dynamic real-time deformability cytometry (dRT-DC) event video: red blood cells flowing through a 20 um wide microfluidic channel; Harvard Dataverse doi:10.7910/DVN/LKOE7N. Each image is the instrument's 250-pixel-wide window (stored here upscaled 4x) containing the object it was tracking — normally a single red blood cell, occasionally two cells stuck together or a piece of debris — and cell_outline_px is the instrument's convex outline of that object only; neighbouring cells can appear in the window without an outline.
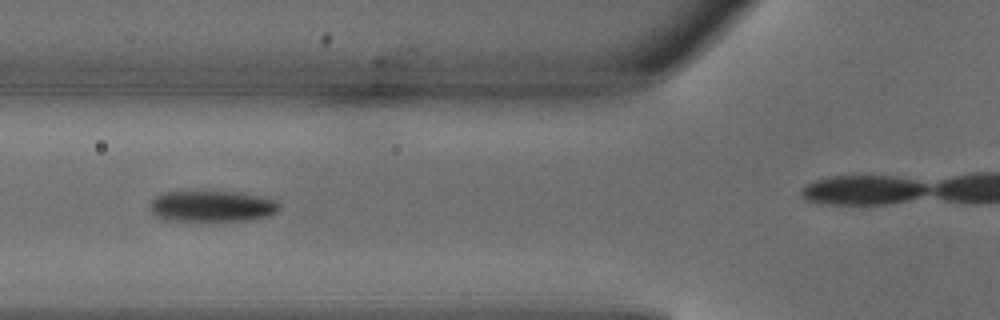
{"species": "common noctule bat (a hibernating species)", "species_latin": "Nyctalus noctula", "temperature_condition": "warm", "stored_images_in_passage": 6, "segment_of_instrument_passage": [1, 2], "camera_frame_rate_fps": 3000, "um_per_image_px": 0.085, "animal": {"sex": "male", "body_mass_g": 18.8}, "frame": {"image": 1, "passage_image": 5, "time_ms": 1.333, "image_size_px": [1000, 320], "cell_outline_px": [[280, 208], [276, 212], [268, 216], [256, 220], [164, 220], [156, 216], [152, 212], [152, 200], [156, 196], [164, 192], [240, 192], [260, 196], [276, 200], [280, 204]], "centroid_in_image_um": [18.08, 17.53], "position_along_channel_um": 107.7, "area_um2": 23.24}}